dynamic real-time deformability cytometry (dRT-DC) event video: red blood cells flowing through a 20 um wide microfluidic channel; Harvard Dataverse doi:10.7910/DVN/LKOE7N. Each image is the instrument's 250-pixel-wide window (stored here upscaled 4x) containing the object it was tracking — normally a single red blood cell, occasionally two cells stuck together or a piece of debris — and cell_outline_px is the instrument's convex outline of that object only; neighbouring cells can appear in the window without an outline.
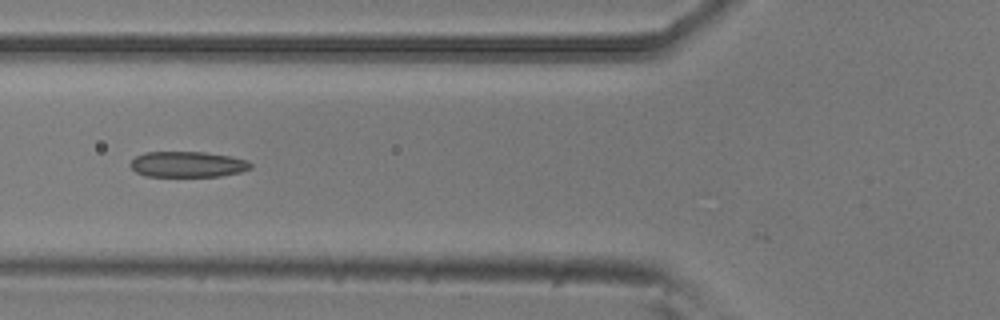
{"species": "common noctule bat (a hibernating species)", "species_latin": "Nyctalus noctula", "temperature_condition": "room temperature", "stored_images_in_passage": 7, "camera_frame_rate_fps": 3000, "um_per_image_px": 0.085, "animal": {"sex": "male", "body_mass_g": 20.5, "forearm_length_mm": 52.5}, "frame": {"image": 1, "passage_image": 6, "time_ms": 1.667, "image_size_px": [1000, 320], "cell_outline_px": [[252, 168], [240, 172], [220, 176], [144, 176], [136, 172], [128, 164], [136, 156], [144, 152], [204, 152], [228, 156], [248, 160], [252, 164]], "centroid_in_image_um": [15.93, 13.97], "position_along_channel_um": 109.9, "area_um2": 18.03}}